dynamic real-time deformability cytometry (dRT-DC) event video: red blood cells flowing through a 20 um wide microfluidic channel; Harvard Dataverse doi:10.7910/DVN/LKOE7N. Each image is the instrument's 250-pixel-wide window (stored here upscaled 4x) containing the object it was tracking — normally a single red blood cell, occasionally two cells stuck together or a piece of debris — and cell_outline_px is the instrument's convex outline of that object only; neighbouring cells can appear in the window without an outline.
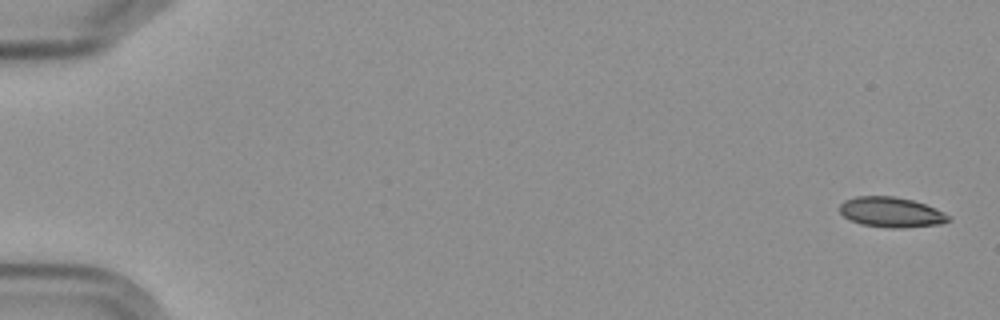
{"species": "Egyptian fruit bat (a non-hibernating species)", "species_latin": "Rousettus aegyptiacus", "temperature_condition": "cold", "stored_images_in_passage": 6, "camera_frame_rate_fps": 3000, "um_per_image_px": 0.085, "frame": {"image": 1, "passage_image": 1, "time_ms": 0.0, "image_size_px": [1000, 320], "cell_outline_px": [[952, 220], [940, 224], [900, 228], [892, 228], [860, 224], [844, 216], [840, 212], [840, 204], [844, 200], [856, 196], [892, 196], [912, 200], [936, 208], [952, 216]], "centroid_in_image_um": [75.78, 18.03], "position_along_channel_um": 9.2, "area_um2": 19.13}}
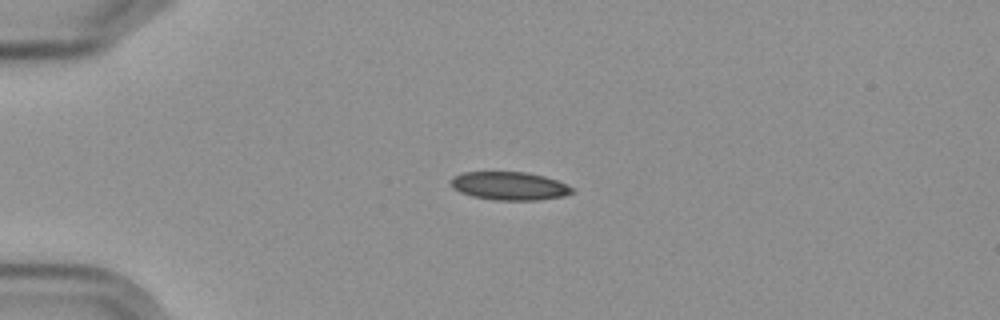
{"frame": {"image": 2, "passage_image": 4, "time_ms": 4.333, "image_size_px": [1000, 320], "cell_outline_px": [[572, 192], [564, 196], [540, 200], [496, 200], [472, 196], [460, 192], [452, 188], [452, 176], [464, 172], [524, 172], [544, 176], [556, 180], [572, 188]], "centroid_in_image_um": [43.27, 15.81], "position_along_channel_um": 41.7, "area_um2": 19.77}}
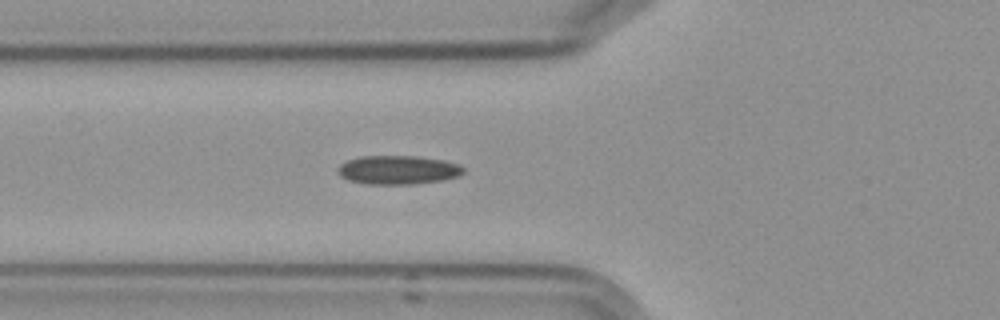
{"frame": {"image": 3, "passage_image": 6, "time_ms": 6.667, "image_size_px": [1000, 320], "cell_outline_px": [[464, 172], [460, 176], [444, 180], [412, 184], [368, 184], [348, 180], [340, 176], [340, 164], [348, 160], [360, 156], [416, 156], [444, 160], [460, 164], [464, 168]], "centroid_in_image_um": [33.89, 14.44], "position_along_channel_um": 91.9, "area_um2": 21.1}}